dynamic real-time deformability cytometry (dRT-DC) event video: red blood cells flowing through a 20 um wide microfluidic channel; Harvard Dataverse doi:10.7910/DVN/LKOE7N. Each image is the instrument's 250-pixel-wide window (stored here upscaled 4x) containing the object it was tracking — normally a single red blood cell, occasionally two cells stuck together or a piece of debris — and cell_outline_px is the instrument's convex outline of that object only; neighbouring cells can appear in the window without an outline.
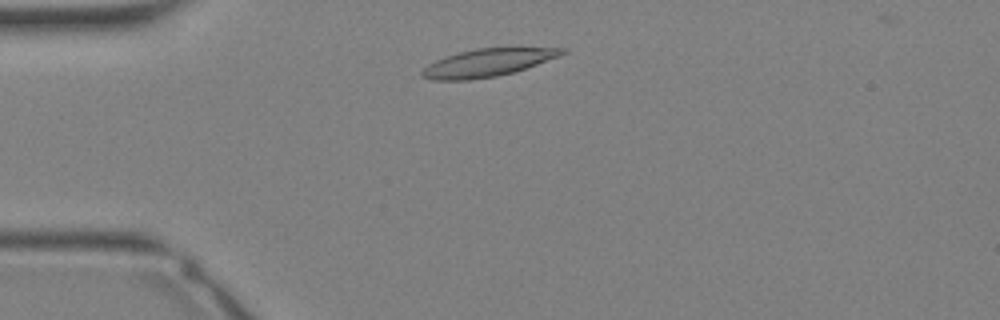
{"species": "Egyptian fruit bat (a non-hibernating species)", "species_latin": "Rousettus aegyptiacus", "temperature_condition": "warm", "stored_images_in_passage": 12, "camera_frame_rate_fps": 3000, "um_per_image_px": 0.085, "animal": {"sex": "female"}, "frame": {"image": 1, "passage_image": 3, "time_ms": 0.667, "image_size_px": [1000, 320], "cell_outline_px": [[568, 52], [560, 56], [512, 72], [496, 76], [468, 80], [432, 80], [420, 76], [420, 72], [428, 64], [436, 60], [460, 52], [476, 48], [564, 48]], "centroid_in_image_um": [41.41, 5.33], "position_along_channel_um": 43.6, "area_um2": 22.25}}
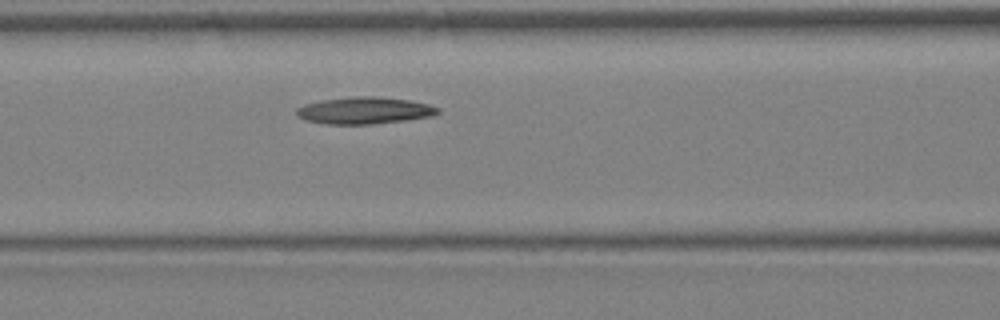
{"frame": {"image": 2, "passage_image": 9, "time_ms": 2.667, "image_size_px": [1000, 320], "cell_outline_px": [[440, 112], [432, 116], [404, 120], [372, 124], [324, 124], [304, 120], [296, 116], [296, 108], [304, 104], [320, 100], [352, 96], [376, 96], [408, 100], [428, 104], [440, 108]], "centroid_in_image_um": [30.93, 9.39], "position_along_channel_um": 135.7, "area_um2": 22.31}}
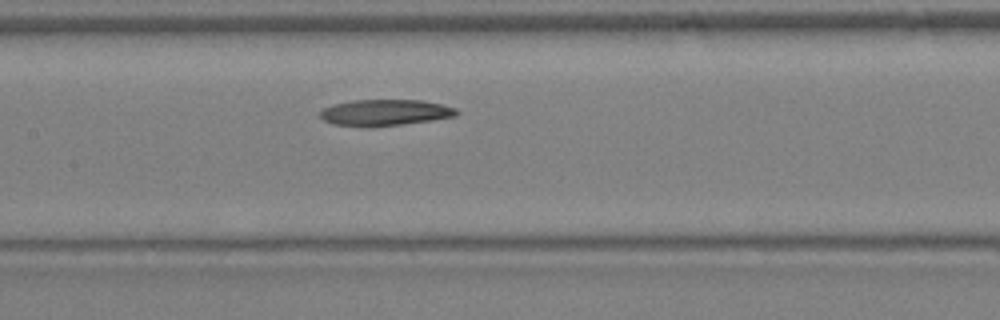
{"frame": {"image": 3, "passage_image": 11, "time_ms": 3.333, "image_size_px": [1000, 320], "cell_outline_px": [[460, 112], [456, 116], [432, 120], [400, 124], [332, 124], [324, 120], [320, 116], [320, 112], [324, 108], [332, 104], [352, 100], [420, 100], [440, 104], [456, 108]], "centroid_in_image_um": [32.77, 9.52], "position_along_channel_um": 174.6, "area_um2": 20.0}}